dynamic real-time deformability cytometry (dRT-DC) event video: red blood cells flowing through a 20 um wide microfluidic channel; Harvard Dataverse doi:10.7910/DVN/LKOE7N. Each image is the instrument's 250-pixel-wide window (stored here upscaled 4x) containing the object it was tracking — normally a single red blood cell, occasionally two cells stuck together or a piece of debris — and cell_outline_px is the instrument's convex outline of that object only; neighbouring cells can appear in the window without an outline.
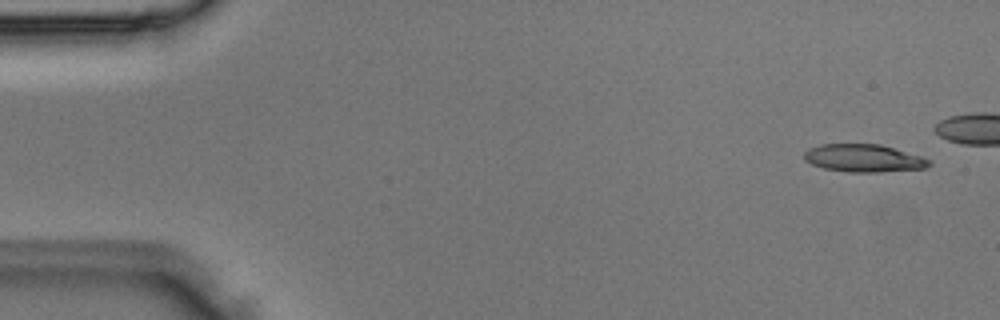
{"species": "Egyptian fruit bat (a non-hibernating species)", "species_latin": "Rousettus aegyptiacus", "temperature_condition": "room temperature", "stored_images_in_passage": 5, "camera_frame_rate_fps": 3000, "um_per_image_px": 0.085, "animal": {"sex": "male"}, "frame": {"image": 1, "passage_image": 1, "time_ms": 0.0, "image_size_px": [1000, 320], "cell_outline_px": [[932, 164], [924, 168], [876, 172], [848, 172], [824, 168], [812, 164], [804, 160], [804, 152], [808, 148], [820, 144], [880, 144], [920, 156], [932, 160]], "centroid_in_image_um": [73.39, 13.44], "position_along_channel_um": 11.6, "area_um2": 20.11}}